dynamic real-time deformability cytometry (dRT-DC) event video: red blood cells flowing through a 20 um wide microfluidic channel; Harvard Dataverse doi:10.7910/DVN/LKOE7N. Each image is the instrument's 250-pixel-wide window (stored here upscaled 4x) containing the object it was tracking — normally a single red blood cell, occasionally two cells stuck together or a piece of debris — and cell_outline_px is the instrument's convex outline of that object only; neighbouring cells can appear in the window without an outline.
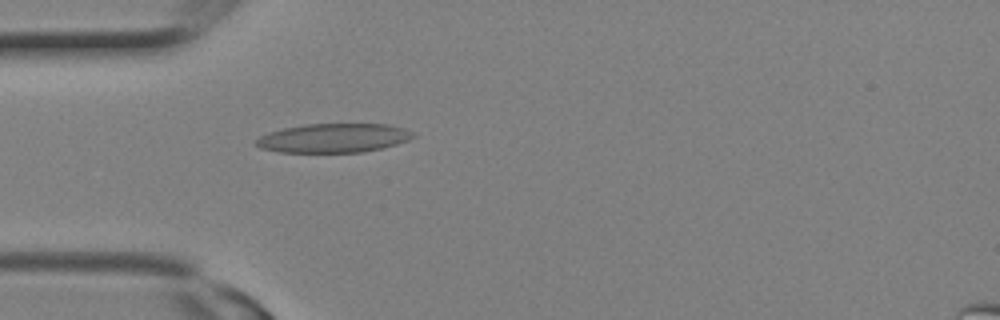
{"species": "Egyptian fruit bat (a non-hibernating species)", "species_latin": "Rousettus aegyptiacus", "temperature_condition": "room temperature", "stored_images_in_passage": 7, "camera_frame_rate_fps": 3000, "um_per_image_px": 0.085, "animal": {"sex": "female"}, "frame": {"image": 1, "passage_image": 7, "time_ms": 2.0, "image_size_px": [1000, 320], "cell_outline_px": [[416, 136], [408, 140], [396, 144], [380, 148], [360, 152], [280, 152], [260, 148], [256, 144], [256, 140], [260, 136], [284, 128], [304, 124], [388, 124], [404, 128], [412, 132]], "centroid_in_image_um": [28.37, 11.73], "position_along_channel_um": 56.6, "area_um2": 26.3}}